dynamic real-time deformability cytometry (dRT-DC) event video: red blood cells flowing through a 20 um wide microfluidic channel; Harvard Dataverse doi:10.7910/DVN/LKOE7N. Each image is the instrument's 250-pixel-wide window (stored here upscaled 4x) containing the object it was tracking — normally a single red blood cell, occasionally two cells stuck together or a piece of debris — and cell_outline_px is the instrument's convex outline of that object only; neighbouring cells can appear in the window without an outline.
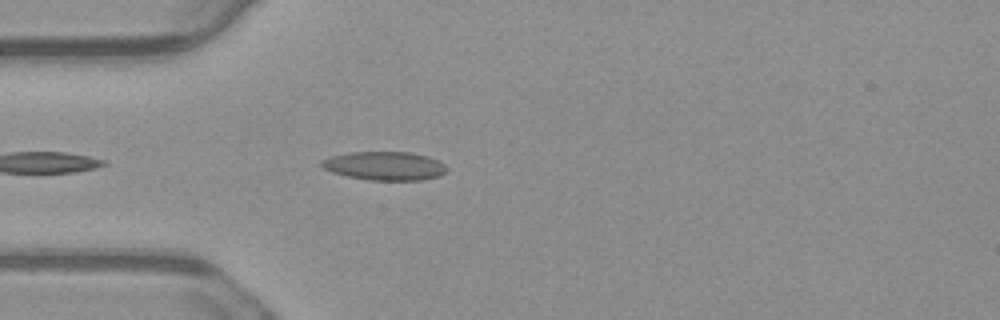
{"species": "common noctule bat (a hibernating species)", "species_latin": "Nyctalus noctula", "temperature_condition": "warm", "stored_images_in_passage": 4, "camera_frame_rate_fps": 3000, "um_per_image_px": 0.085, "animal": {"sex": "male", "body_mass_g": 23.1, "forearm_length_mm": 52.7}, "frame": {"image": 1, "passage_image": 4, "time_ms": 1.0, "image_size_px": [1000, 320], "cell_outline_px": [[448, 172], [440, 176], [420, 180], [368, 180], [348, 176], [332, 172], [324, 168], [320, 164], [320, 160], [332, 156], [348, 152], [412, 152], [428, 156], [440, 160], [448, 168]], "centroid_in_image_um": [32.75, 14.09], "position_along_channel_um": 52.3, "area_um2": 21.1}}